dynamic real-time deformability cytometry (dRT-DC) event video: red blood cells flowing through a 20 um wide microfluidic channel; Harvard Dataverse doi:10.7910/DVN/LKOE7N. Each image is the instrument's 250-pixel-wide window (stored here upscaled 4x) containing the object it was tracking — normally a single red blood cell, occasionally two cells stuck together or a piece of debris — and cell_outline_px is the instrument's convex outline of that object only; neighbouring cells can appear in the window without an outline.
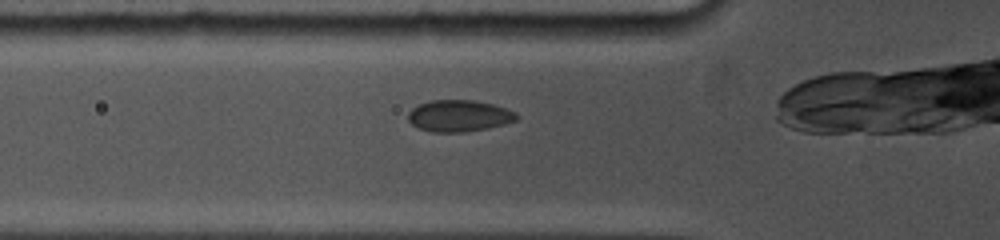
{"species": "common noctule bat (a hibernating species)", "species_latin": "Nyctalus noctula", "temperature_condition": "cold", "stored_images_in_passage": 12, "camera_frame_rate_fps": 5000, "um_per_image_px": 0.085, "animal": {"sex": "female", "body_mass_g": 19.0, "forearm_length_mm": 53.3}, "frame": {"image": 1, "passage_image": 4, "time_ms": 1.4, "image_size_px": [1000, 240], "cell_outline_px": [[520, 116], [516, 120], [504, 124], [488, 128], [464, 132], [432, 132], [420, 128], [412, 124], [408, 120], [408, 112], [412, 108], [420, 104], [432, 100], [472, 100], [492, 104], [516, 112]], "centroid_in_image_um": [39.02, 9.85], "position_along_channel_um": 86.8, "area_um2": 19.88}}
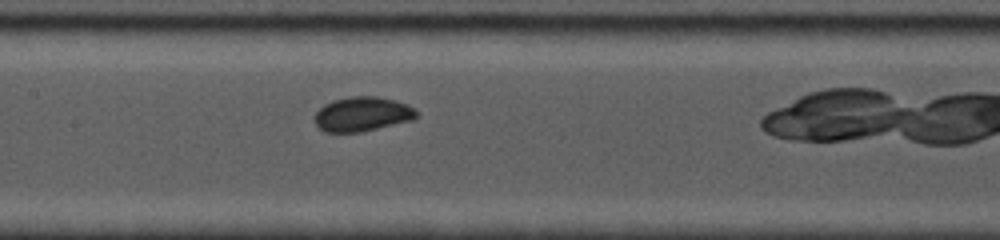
{"frame": {"image": 2, "passage_image": 9, "time_ms": 3.8, "image_size_px": [1000, 240], "cell_outline_px": [[416, 116], [412, 120], [360, 132], [324, 132], [316, 124], [316, 112], [324, 104], [332, 100], [352, 96], [376, 96], [396, 100], [408, 104], [416, 112]], "centroid_in_image_um": [30.78, 9.69], "position_along_channel_um": 176.6, "area_um2": 20.29}}
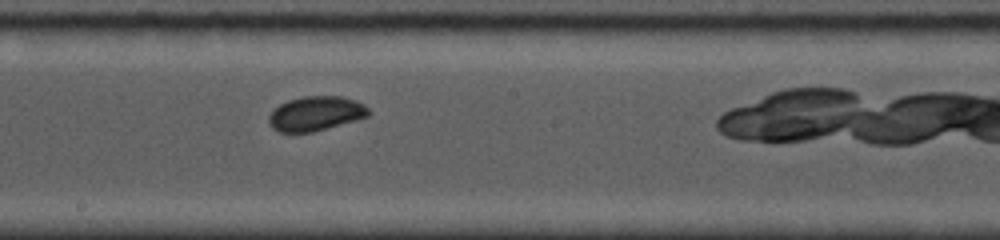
{"frame": {"image": 3, "passage_image": 12, "time_ms": 5.0, "image_size_px": [1000, 240], "cell_outline_px": [[372, 112], [368, 116], [356, 120], [312, 132], [280, 132], [272, 128], [268, 124], [268, 116], [280, 104], [288, 100], [304, 96], [344, 96], [356, 100], [364, 104]], "centroid_in_image_um": [26.86, 9.64], "position_along_channel_um": 221.3, "area_um2": 20.11}}